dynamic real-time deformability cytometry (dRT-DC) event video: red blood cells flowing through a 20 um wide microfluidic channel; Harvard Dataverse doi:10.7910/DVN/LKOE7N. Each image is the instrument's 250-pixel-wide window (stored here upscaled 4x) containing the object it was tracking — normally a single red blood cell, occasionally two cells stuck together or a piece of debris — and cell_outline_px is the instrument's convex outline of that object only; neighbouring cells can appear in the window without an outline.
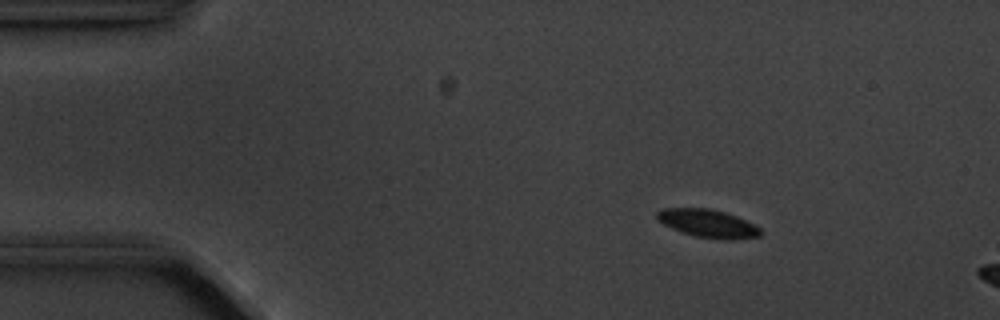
{"species": "common noctule bat (a hibernating species)", "species_latin": "Nyctalus noctula", "temperature_condition": "cold", "stored_images_in_passage": 4, "camera_frame_rate_fps": 3000, "um_per_image_px": 0.085, "animal": {"sex": "male", "body_mass_g": 20.1, "forearm_length_mm": 53.5}, "frame": {"image": 1, "passage_image": 2, "time_ms": 1.333, "image_size_px": [1000, 320], "cell_outline_px": [[764, 232], [760, 236], [732, 240], [724, 240], [696, 236], [672, 228], [656, 220], [656, 212], [664, 208], [708, 208], [724, 212], [736, 216], [756, 224]], "centroid_in_image_um": [60.21, 18.99], "position_along_channel_um": 24.8, "area_um2": 16.99}}